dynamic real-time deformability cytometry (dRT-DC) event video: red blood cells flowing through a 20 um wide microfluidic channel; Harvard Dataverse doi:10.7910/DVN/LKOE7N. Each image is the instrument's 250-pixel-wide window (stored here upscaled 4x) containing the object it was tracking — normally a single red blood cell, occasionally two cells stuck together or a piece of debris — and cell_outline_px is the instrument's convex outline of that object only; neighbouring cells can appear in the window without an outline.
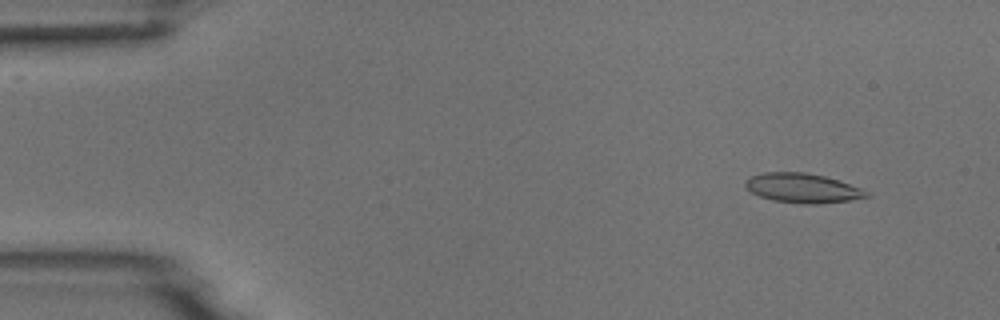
{"species": "common noctule bat (a hibernating species)", "species_latin": "Nyctalus noctula", "temperature_condition": "room temperature", "stored_images_in_passage": 6, "segment_of_instrument_passage": [1, 2], "camera_frame_rate_fps": 3000, "um_per_image_px": 0.085, "animal": {"sex": "male", "body_mass_g": 18.8}, "frame": {"image": 1, "passage_image": 2, "time_ms": 1.333, "image_size_px": [1000, 320], "cell_outline_px": [[868, 196], [852, 200], [816, 204], [808, 204], [772, 200], [760, 196], [752, 192], [744, 184], [752, 176], [764, 172], [804, 172], [824, 176], [860, 188], [868, 192]], "centroid_in_image_um": [68.21, 15.99], "position_along_channel_um": 16.8, "area_um2": 20.35}}
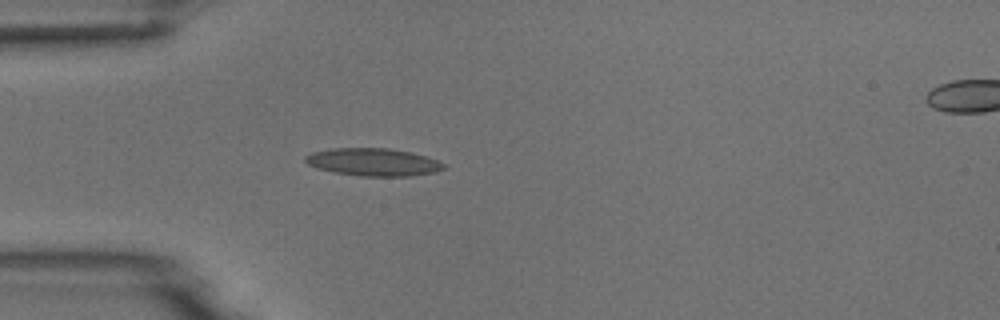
{"frame": {"image": 2, "passage_image": 5, "time_ms": 4.667, "image_size_px": [1000, 320], "cell_outline_px": [[448, 168], [436, 172], [412, 176], [360, 176], [336, 172], [316, 168], [308, 164], [304, 160], [304, 156], [312, 152], [332, 148], [388, 148], [412, 152], [428, 156], [444, 164]], "centroid_in_image_um": [31.76, 13.77], "position_along_channel_um": 53.2, "area_um2": 22.48}}